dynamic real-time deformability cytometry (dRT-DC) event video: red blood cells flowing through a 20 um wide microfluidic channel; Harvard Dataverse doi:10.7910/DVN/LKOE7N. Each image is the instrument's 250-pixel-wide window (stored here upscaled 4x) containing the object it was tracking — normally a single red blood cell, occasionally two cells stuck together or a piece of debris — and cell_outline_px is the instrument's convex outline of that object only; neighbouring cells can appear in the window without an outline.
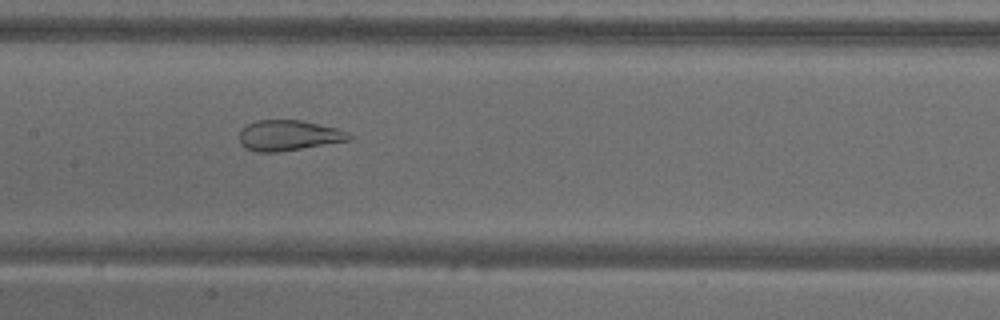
{"species": "common noctule bat (a hibernating species)", "species_latin": "Nyctalus noctula", "temperature_condition": "warm", "stored_images_in_passage": 47, "camera_frame_rate_fps": 3000, "um_per_image_px": 0.085, "animal": {"sex": "male", "body_mass_g": 18.8}, "frame": {"image": 1, "passage_image": 20, "time_ms": 6.333, "image_size_px": [1000, 320], "cell_outline_px": [[352, 140], [276, 152], [256, 152], [244, 148], [240, 144], [240, 128], [256, 120], [300, 120], [336, 128], [348, 132], [352, 136]], "centroid_in_image_um": [24.5, 11.51], "position_along_channel_um": 182.9, "area_um2": 19.48}}
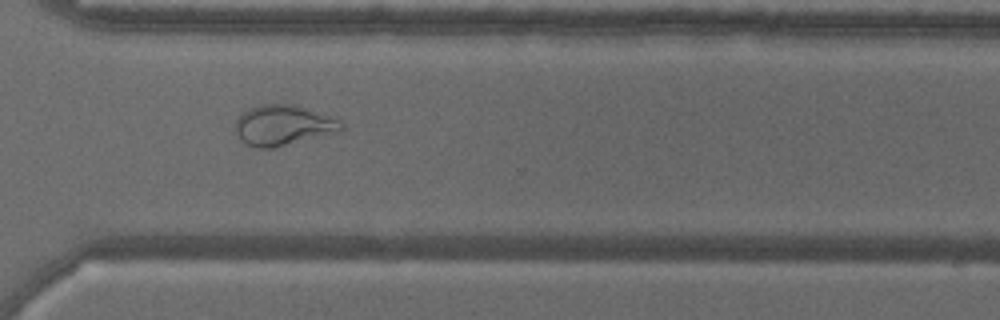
{"frame": {"image": 2, "passage_image": 33, "time_ms": 10.667, "image_size_px": [1000, 320], "cell_outline_px": [[344, 128], [340, 132], [272, 148], [256, 148], [248, 144], [236, 132], [232, 124], [248, 108], [264, 104], [296, 104], [340, 120], [344, 124]], "centroid_in_image_um": [24.09, 10.64], "position_along_channel_um": 346.5, "area_um2": 24.91}}
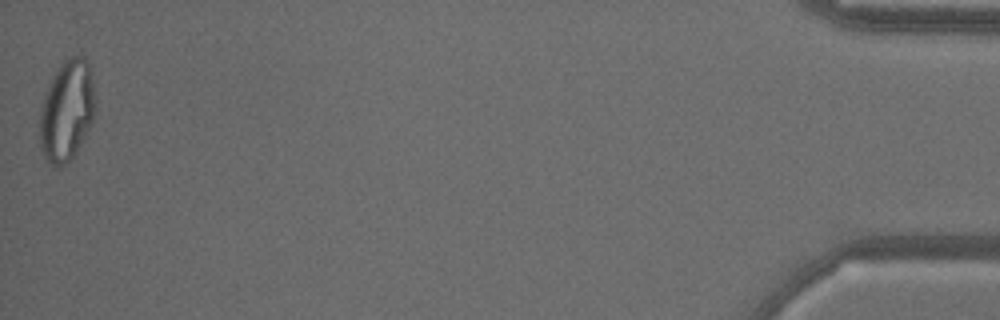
{"frame": {"image": 3, "passage_image": 47, "time_ms": 15.333, "image_size_px": [1000, 320], "cell_outline_px": [[96, 112], [76, 152], [60, 168], [56, 168], [44, 160], [40, 148], [40, 104], [48, 84], [52, 76], [60, 64], [68, 56], [80, 56], [88, 60], [92, 72], [96, 104]], "centroid_in_image_um": [5.67, 9.38], "position_along_channel_um": 429.5, "area_um2": 33.18}}